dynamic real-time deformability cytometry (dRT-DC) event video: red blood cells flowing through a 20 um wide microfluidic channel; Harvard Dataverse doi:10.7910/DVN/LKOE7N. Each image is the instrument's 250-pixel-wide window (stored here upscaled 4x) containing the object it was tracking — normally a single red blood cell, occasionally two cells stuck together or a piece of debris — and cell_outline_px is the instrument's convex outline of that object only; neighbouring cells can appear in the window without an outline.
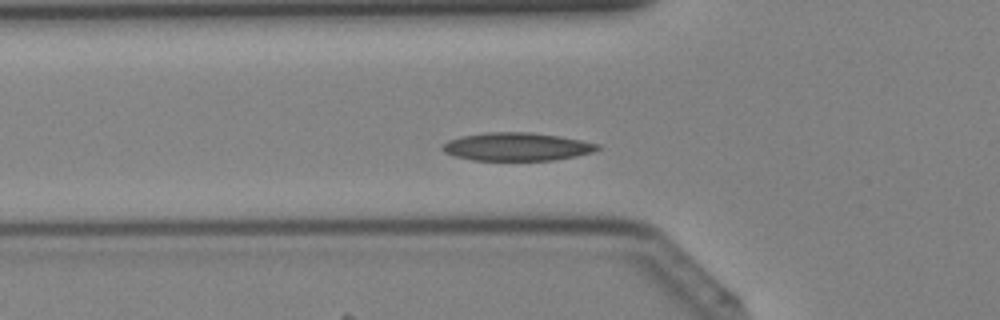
{"species": "Egyptian fruit bat (a non-hibernating species)", "species_latin": "Rousettus aegyptiacus", "temperature_condition": "cold", "stored_images_in_passage": 38, "camera_frame_rate_fps": 3000, "um_per_image_px": 0.085, "animal": {"sex": "female"}, "frame": {"image": 1, "passage_image": 11, "time_ms": 3.333, "image_size_px": [1000, 320], "cell_outline_px": [[600, 148], [592, 152], [576, 156], [552, 160], [472, 160], [456, 156], [444, 152], [440, 148], [448, 140], [460, 136], [484, 132], [532, 132], [560, 136], [600, 144]], "centroid_in_image_um": [43.91, 12.46], "position_along_channel_um": 81.9, "area_um2": 25.43}}
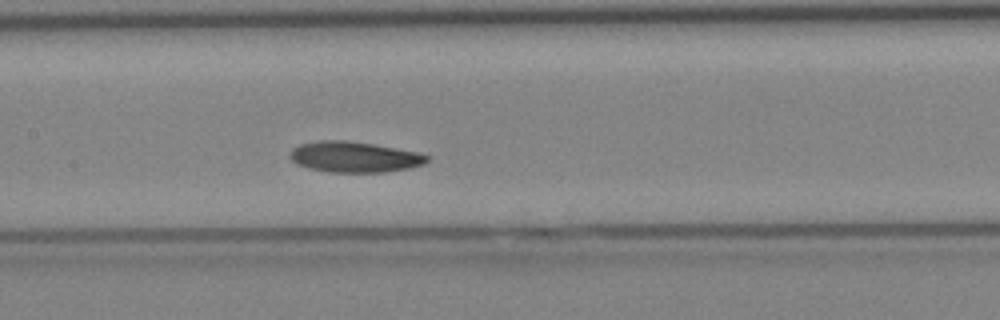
{"frame": {"image": 2, "passage_image": 17, "time_ms": 5.333, "image_size_px": [1000, 320], "cell_outline_px": [[432, 156], [424, 164], [412, 168], [384, 172], [328, 172], [308, 168], [296, 164], [288, 156], [292, 148], [300, 144], [320, 140], [344, 140], [372, 144], [396, 148], [416, 152]], "centroid_in_image_um": [30.11, 13.34], "position_along_channel_um": 177.3, "area_um2": 24.68}}
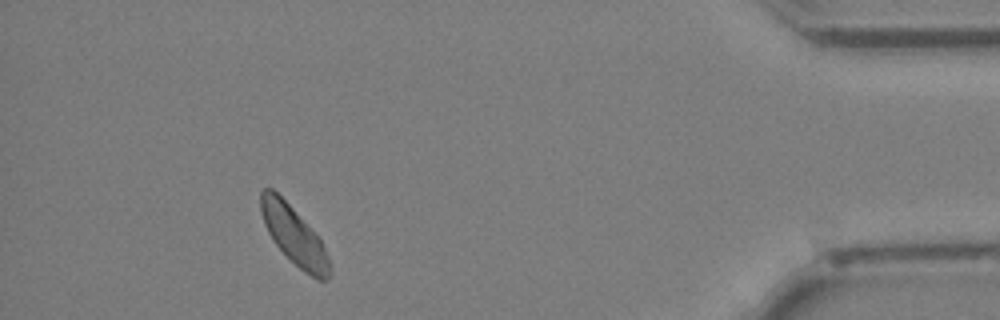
{"frame": {"image": 3, "passage_image": 35, "time_ms": 11.333, "image_size_px": [1000, 320], "cell_outline_px": [[332, 272], [328, 280], [316, 280], [304, 272], [272, 240], [264, 224], [260, 212], [260, 192], [264, 188], [272, 188], [292, 208], [320, 240], [332, 264]], "centroid_in_image_um": [25.0, 20.05], "position_along_channel_um": 410.2, "area_um2": 22.95}}